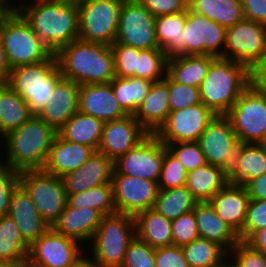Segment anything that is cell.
Listing matches in <instances>:
<instances>
[{
	"label": "cell",
	"mask_w": 266,
	"mask_h": 267,
	"mask_svg": "<svg viewBox=\"0 0 266 267\" xmlns=\"http://www.w3.org/2000/svg\"><path fill=\"white\" fill-rule=\"evenodd\" d=\"M25 2L22 4L20 0L16 10L52 54L79 39L78 6L64 0Z\"/></svg>",
	"instance_id": "cell-1"
},
{
	"label": "cell",
	"mask_w": 266,
	"mask_h": 267,
	"mask_svg": "<svg viewBox=\"0 0 266 267\" xmlns=\"http://www.w3.org/2000/svg\"><path fill=\"white\" fill-rule=\"evenodd\" d=\"M63 78L78 85L110 83L115 75L110 46L74 40L56 54Z\"/></svg>",
	"instance_id": "cell-2"
},
{
	"label": "cell",
	"mask_w": 266,
	"mask_h": 267,
	"mask_svg": "<svg viewBox=\"0 0 266 267\" xmlns=\"http://www.w3.org/2000/svg\"><path fill=\"white\" fill-rule=\"evenodd\" d=\"M56 134L39 116L33 115L2 138L7 157L0 161L18 172L43 169Z\"/></svg>",
	"instance_id": "cell-3"
},
{
	"label": "cell",
	"mask_w": 266,
	"mask_h": 267,
	"mask_svg": "<svg viewBox=\"0 0 266 267\" xmlns=\"http://www.w3.org/2000/svg\"><path fill=\"white\" fill-rule=\"evenodd\" d=\"M254 80L245 65L217 57L199 87L200 100L216 115H226Z\"/></svg>",
	"instance_id": "cell-4"
},
{
	"label": "cell",
	"mask_w": 266,
	"mask_h": 267,
	"mask_svg": "<svg viewBox=\"0 0 266 267\" xmlns=\"http://www.w3.org/2000/svg\"><path fill=\"white\" fill-rule=\"evenodd\" d=\"M62 78L56 55L52 54L43 62L12 68L5 84L26 101L33 115L38 116Z\"/></svg>",
	"instance_id": "cell-5"
},
{
	"label": "cell",
	"mask_w": 266,
	"mask_h": 267,
	"mask_svg": "<svg viewBox=\"0 0 266 267\" xmlns=\"http://www.w3.org/2000/svg\"><path fill=\"white\" fill-rule=\"evenodd\" d=\"M135 236V217L119 212L105 215L90 242L89 259L101 267H121Z\"/></svg>",
	"instance_id": "cell-6"
},
{
	"label": "cell",
	"mask_w": 266,
	"mask_h": 267,
	"mask_svg": "<svg viewBox=\"0 0 266 267\" xmlns=\"http://www.w3.org/2000/svg\"><path fill=\"white\" fill-rule=\"evenodd\" d=\"M226 116L240 143L266 144V84L255 79Z\"/></svg>",
	"instance_id": "cell-7"
},
{
	"label": "cell",
	"mask_w": 266,
	"mask_h": 267,
	"mask_svg": "<svg viewBox=\"0 0 266 267\" xmlns=\"http://www.w3.org/2000/svg\"><path fill=\"white\" fill-rule=\"evenodd\" d=\"M0 41L11 69L43 62L52 55L17 10L0 26Z\"/></svg>",
	"instance_id": "cell-8"
},
{
	"label": "cell",
	"mask_w": 266,
	"mask_h": 267,
	"mask_svg": "<svg viewBox=\"0 0 266 267\" xmlns=\"http://www.w3.org/2000/svg\"><path fill=\"white\" fill-rule=\"evenodd\" d=\"M220 58L241 63L255 75L266 62V25L244 18L227 28Z\"/></svg>",
	"instance_id": "cell-9"
},
{
	"label": "cell",
	"mask_w": 266,
	"mask_h": 267,
	"mask_svg": "<svg viewBox=\"0 0 266 267\" xmlns=\"http://www.w3.org/2000/svg\"><path fill=\"white\" fill-rule=\"evenodd\" d=\"M19 182L30 195L41 218L52 227L67 204L62 178L43 169L25 170L20 172Z\"/></svg>",
	"instance_id": "cell-10"
},
{
	"label": "cell",
	"mask_w": 266,
	"mask_h": 267,
	"mask_svg": "<svg viewBox=\"0 0 266 267\" xmlns=\"http://www.w3.org/2000/svg\"><path fill=\"white\" fill-rule=\"evenodd\" d=\"M124 0H93L78 6L79 39L111 46Z\"/></svg>",
	"instance_id": "cell-11"
},
{
	"label": "cell",
	"mask_w": 266,
	"mask_h": 267,
	"mask_svg": "<svg viewBox=\"0 0 266 267\" xmlns=\"http://www.w3.org/2000/svg\"><path fill=\"white\" fill-rule=\"evenodd\" d=\"M81 244L50 227L30 247L28 267H75L85 255Z\"/></svg>",
	"instance_id": "cell-12"
},
{
	"label": "cell",
	"mask_w": 266,
	"mask_h": 267,
	"mask_svg": "<svg viewBox=\"0 0 266 267\" xmlns=\"http://www.w3.org/2000/svg\"><path fill=\"white\" fill-rule=\"evenodd\" d=\"M115 42L140 50L160 49L155 36V17L138 0H124Z\"/></svg>",
	"instance_id": "cell-13"
},
{
	"label": "cell",
	"mask_w": 266,
	"mask_h": 267,
	"mask_svg": "<svg viewBox=\"0 0 266 267\" xmlns=\"http://www.w3.org/2000/svg\"><path fill=\"white\" fill-rule=\"evenodd\" d=\"M111 184L116 212L133 217L153 208L160 190L157 182L119 174L115 169Z\"/></svg>",
	"instance_id": "cell-14"
},
{
	"label": "cell",
	"mask_w": 266,
	"mask_h": 267,
	"mask_svg": "<svg viewBox=\"0 0 266 267\" xmlns=\"http://www.w3.org/2000/svg\"><path fill=\"white\" fill-rule=\"evenodd\" d=\"M226 32L225 27L188 8L183 34V55L221 57L226 43Z\"/></svg>",
	"instance_id": "cell-15"
},
{
	"label": "cell",
	"mask_w": 266,
	"mask_h": 267,
	"mask_svg": "<svg viewBox=\"0 0 266 267\" xmlns=\"http://www.w3.org/2000/svg\"><path fill=\"white\" fill-rule=\"evenodd\" d=\"M166 149L167 146L154 134H149L137 146L114 161V169L119 174L158 183Z\"/></svg>",
	"instance_id": "cell-16"
},
{
	"label": "cell",
	"mask_w": 266,
	"mask_h": 267,
	"mask_svg": "<svg viewBox=\"0 0 266 267\" xmlns=\"http://www.w3.org/2000/svg\"><path fill=\"white\" fill-rule=\"evenodd\" d=\"M198 143L207 164L222 167L227 172L232 168L240 142L226 115H216L202 132Z\"/></svg>",
	"instance_id": "cell-17"
},
{
	"label": "cell",
	"mask_w": 266,
	"mask_h": 267,
	"mask_svg": "<svg viewBox=\"0 0 266 267\" xmlns=\"http://www.w3.org/2000/svg\"><path fill=\"white\" fill-rule=\"evenodd\" d=\"M216 114L202 102L170 111L166 121L154 134L163 143L198 141Z\"/></svg>",
	"instance_id": "cell-18"
},
{
	"label": "cell",
	"mask_w": 266,
	"mask_h": 267,
	"mask_svg": "<svg viewBox=\"0 0 266 267\" xmlns=\"http://www.w3.org/2000/svg\"><path fill=\"white\" fill-rule=\"evenodd\" d=\"M149 133L139 124L134 115L104 122L98 152L113 162L137 146Z\"/></svg>",
	"instance_id": "cell-19"
},
{
	"label": "cell",
	"mask_w": 266,
	"mask_h": 267,
	"mask_svg": "<svg viewBox=\"0 0 266 267\" xmlns=\"http://www.w3.org/2000/svg\"><path fill=\"white\" fill-rule=\"evenodd\" d=\"M78 105L79 112L103 122L118 120L128 115L115 98L111 83L81 84Z\"/></svg>",
	"instance_id": "cell-20"
},
{
	"label": "cell",
	"mask_w": 266,
	"mask_h": 267,
	"mask_svg": "<svg viewBox=\"0 0 266 267\" xmlns=\"http://www.w3.org/2000/svg\"><path fill=\"white\" fill-rule=\"evenodd\" d=\"M114 162L95 151L79 168L62 177L66 194H77L102 184L111 183Z\"/></svg>",
	"instance_id": "cell-21"
},
{
	"label": "cell",
	"mask_w": 266,
	"mask_h": 267,
	"mask_svg": "<svg viewBox=\"0 0 266 267\" xmlns=\"http://www.w3.org/2000/svg\"><path fill=\"white\" fill-rule=\"evenodd\" d=\"M8 215L16 223L21 237L29 247L50 228L21 184L14 190Z\"/></svg>",
	"instance_id": "cell-22"
},
{
	"label": "cell",
	"mask_w": 266,
	"mask_h": 267,
	"mask_svg": "<svg viewBox=\"0 0 266 267\" xmlns=\"http://www.w3.org/2000/svg\"><path fill=\"white\" fill-rule=\"evenodd\" d=\"M80 85L62 78L52 92L48 103L39 113V117L56 132L79 111Z\"/></svg>",
	"instance_id": "cell-23"
},
{
	"label": "cell",
	"mask_w": 266,
	"mask_h": 267,
	"mask_svg": "<svg viewBox=\"0 0 266 267\" xmlns=\"http://www.w3.org/2000/svg\"><path fill=\"white\" fill-rule=\"evenodd\" d=\"M103 216L100 211L94 208H77L67 203L52 228L65 237L84 244L85 241L89 240L90 242L92 240Z\"/></svg>",
	"instance_id": "cell-24"
},
{
	"label": "cell",
	"mask_w": 266,
	"mask_h": 267,
	"mask_svg": "<svg viewBox=\"0 0 266 267\" xmlns=\"http://www.w3.org/2000/svg\"><path fill=\"white\" fill-rule=\"evenodd\" d=\"M249 201L245 186L231 183L220 189L209 201L217 215L238 234L240 241Z\"/></svg>",
	"instance_id": "cell-25"
},
{
	"label": "cell",
	"mask_w": 266,
	"mask_h": 267,
	"mask_svg": "<svg viewBox=\"0 0 266 267\" xmlns=\"http://www.w3.org/2000/svg\"><path fill=\"white\" fill-rule=\"evenodd\" d=\"M95 152L87 145L67 141L56 134L43 170L62 178L79 168Z\"/></svg>",
	"instance_id": "cell-26"
},
{
	"label": "cell",
	"mask_w": 266,
	"mask_h": 267,
	"mask_svg": "<svg viewBox=\"0 0 266 267\" xmlns=\"http://www.w3.org/2000/svg\"><path fill=\"white\" fill-rule=\"evenodd\" d=\"M169 112L168 74L166 73L163 80L153 83L134 116L149 134H155L166 121Z\"/></svg>",
	"instance_id": "cell-27"
},
{
	"label": "cell",
	"mask_w": 266,
	"mask_h": 267,
	"mask_svg": "<svg viewBox=\"0 0 266 267\" xmlns=\"http://www.w3.org/2000/svg\"><path fill=\"white\" fill-rule=\"evenodd\" d=\"M194 215L200 238L218 243L228 253L240 241L238 234L217 215L209 201L197 202Z\"/></svg>",
	"instance_id": "cell-28"
},
{
	"label": "cell",
	"mask_w": 266,
	"mask_h": 267,
	"mask_svg": "<svg viewBox=\"0 0 266 267\" xmlns=\"http://www.w3.org/2000/svg\"><path fill=\"white\" fill-rule=\"evenodd\" d=\"M266 172V144L240 143L234 164L228 171L231 184L245 186Z\"/></svg>",
	"instance_id": "cell-29"
},
{
	"label": "cell",
	"mask_w": 266,
	"mask_h": 267,
	"mask_svg": "<svg viewBox=\"0 0 266 267\" xmlns=\"http://www.w3.org/2000/svg\"><path fill=\"white\" fill-rule=\"evenodd\" d=\"M214 55H177L167 58V74L176 82L199 88Z\"/></svg>",
	"instance_id": "cell-30"
},
{
	"label": "cell",
	"mask_w": 266,
	"mask_h": 267,
	"mask_svg": "<svg viewBox=\"0 0 266 267\" xmlns=\"http://www.w3.org/2000/svg\"><path fill=\"white\" fill-rule=\"evenodd\" d=\"M228 183V172L224 168L205 164L187 173L185 186L198 202H204L210 201Z\"/></svg>",
	"instance_id": "cell-31"
},
{
	"label": "cell",
	"mask_w": 266,
	"mask_h": 267,
	"mask_svg": "<svg viewBox=\"0 0 266 267\" xmlns=\"http://www.w3.org/2000/svg\"><path fill=\"white\" fill-rule=\"evenodd\" d=\"M136 236L152 248L173 245L171 220L151 208L135 217Z\"/></svg>",
	"instance_id": "cell-32"
},
{
	"label": "cell",
	"mask_w": 266,
	"mask_h": 267,
	"mask_svg": "<svg viewBox=\"0 0 266 267\" xmlns=\"http://www.w3.org/2000/svg\"><path fill=\"white\" fill-rule=\"evenodd\" d=\"M187 11L155 17V36L167 58L183 55V34Z\"/></svg>",
	"instance_id": "cell-33"
},
{
	"label": "cell",
	"mask_w": 266,
	"mask_h": 267,
	"mask_svg": "<svg viewBox=\"0 0 266 267\" xmlns=\"http://www.w3.org/2000/svg\"><path fill=\"white\" fill-rule=\"evenodd\" d=\"M104 122L93 116L76 112L57 132L63 139L98 150Z\"/></svg>",
	"instance_id": "cell-34"
},
{
	"label": "cell",
	"mask_w": 266,
	"mask_h": 267,
	"mask_svg": "<svg viewBox=\"0 0 266 267\" xmlns=\"http://www.w3.org/2000/svg\"><path fill=\"white\" fill-rule=\"evenodd\" d=\"M188 8L226 29L245 18L241 0H188Z\"/></svg>",
	"instance_id": "cell-35"
},
{
	"label": "cell",
	"mask_w": 266,
	"mask_h": 267,
	"mask_svg": "<svg viewBox=\"0 0 266 267\" xmlns=\"http://www.w3.org/2000/svg\"><path fill=\"white\" fill-rule=\"evenodd\" d=\"M33 114L29 106L7 84L0 88V136L3 138L28 121Z\"/></svg>",
	"instance_id": "cell-36"
},
{
	"label": "cell",
	"mask_w": 266,
	"mask_h": 267,
	"mask_svg": "<svg viewBox=\"0 0 266 267\" xmlns=\"http://www.w3.org/2000/svg\"><path fill=\"white\" fill-rule=\"evenodd\" d=\"M29 246L20 235L16 223L9 215L0 216V261L17 267L26 265Z\"/></svg>",
	"instance_id": "cell-37"
},
{
	"label": "cell",
	"mask_w": 266,
	"mask_h": 267,
	"mask_svg": "<svg viewBox=\"0 0 266 267\" xmlns=\"http://www.w3.org/2000/svg\"><path fill=\"white\" fill-rule=\"evenodd\" d=\"M110 83L122 109L128 115H134L154 82L145 78L115 76Z\"/></svg>",
	"instance_id": "cell-38"
},
{
	"label": "cell",
	"mask_w": 266,
	"mask_h": 267,
	"mask_svg": "<svg viewBox=\"0 0 266 267\" xmlns=\"http://www.w3.org/2000/svg\"><path fill=\"white\" fill-rule=\"evenodd\" d=\"M197 202L186 186L160 189L153 209L172 221L193 211Z\"/></svg>",
	"instance_id": "cell-39"
},
{
	"label": "cell",
	"mask_w": 266,
	"mask_h": 267,
	"mask_svg": "<svg viewBox=\"0 0 266 267\" xmlns=\"http://www.w3.org/2000/svg\"><path fill=\"white\" fill-rule=\"evenodd\" d=\"M181 248L189 267H214L228 258L222 246L200 237Z\"/></svg>",
	"instance_id": "cell-40"
},
{
	"label": "cell",
	"mask_w": 266,
	"mask_h": 267,
	"mask_svg": "<svg viewBox=\"0 0 266 267\" xmlns=\"http://www.w3.org/2000/svg\"><path fill=\"white\" fill-rule=\"evenodd\" d=\"M67 203L72 207H89L104 216L116 213L111 183L102 184L77 194H67Z\"/></svg>",
	"instance_id": "cell-41"
},
{
	"label": "cell",
	"mask_w": 266,
	"mask_h": 267,
	"mask_svg": "<svg viewBox=\"0 0 266 267\" xmlns=\"http://www.w3.org/2000/svg\"><path fill=\"white\" fill-rule=\"evenodd\" d=\"M167 72V57L161 49H148L139 52L136 78L153 82L164 79Z\"/></svg>",
	"instance_id": "cell-42"
},
{
	"label": "cell",
	"mask_w": 266,
	"mask_h": 267,
	"mask_svg": "<svg viewBox=\"0 0 266 267\" xmlns=\"http://www.w3.org/2000/svg\"><path fill=\"white\" fill-rule=\"evenodd\" d=\"M187 171L168 149L164 152L162 169L158 181L159 189L177 188L186 185Z\"/></svg>",
	"instance_id": "cell-43"
},
{
	"label": "cell",
	"mask_w": 266,
	"mask_h": 267,
	"mask_svg": "<svg viewBox=\"0 0 266 267\" xmlns=\"http://www.w3.org/2000/svg\"><path fill=\"white\" fill-rule=\"evenodd\" d=\"M167 149L181 162L187 172L207 164L198 141L164 143Z\"/></svg>",
	"instance_id": "cell-44"
},
{
	"label": "cell",
	"mask_w": 266,
	"mask_h": 267,
	"mask_svg": "<svg viewBox=\"0 0 266 267\" xmlns=\"http://www.w3.org/2000/svg\"><path fill=\"white\" fill-rule=\"evenodd\" d=\"M114 56L115 75L122 78L136 77L140 49L114 42L110 46Z\"/></svg>",
	"instance_id": "cell-45"
},
{
	"label": "cell",
	"mask_w": 266,
	"mask_h": 267,
	"mask_svg": "<svg viewBox=\"0 0 266 267\" xmlns=\"http://www.w3.org/2000/svg\"><path fill=\"white\" fill-rule=\"evenodd\" d=\"M170 111L195 106L201 103L199 88L174 81L168 75Z\"/></svg>",
	"instance_id": "cell-46"
},
{
	"label": "cell",
	"mask_w": 266,
	"mask_h": 267,
	"mask_svg": "<svg viewBox=\"0 0 266 267\" xmlns=\"http://www.w3.org/2000/svg\"><path fill=\"white\" fill-rule=\"evenodd\" d=\"M171 232L173 245L178 247H183L199 238L194 209L193 211L182 214L177 219L172 220Z\"/></svg>",
	"instance_id": "cell-47"
},
{
	"label": "cell",
	"mask_w": 266,
	"mask_h": 267,
	"mask_svg": "<svg viewBox=\"0 0 266 267\" xmlns=\"http://www.w3.org/2000/svg\"><path fill=\"white\" fill-rule=\"evenodd\" d=\"M121 267H155V248L135 236L128 245Z\"/></svg>",
	"instance_id": "cell-48"
},
{
	"label": "cell",
	"mask_w": 266,
	"mask_h": 267,
	"mask_svg": "<svg viewBox=\"0 0 266 267\" xmlns=\"http://www.w3.org/2000/svg\"><path fill=\"white\" fill-rule=\"evenodd\" d=\"M266 227V200L250 199L241 241L246 242L256 231Z\"/></svg>",
	"instance_id": "cell-49"
},
{
	"label": "cell",
	"mask_w": 266,
	"mask_h": 267,
	"mask_svg": "<svg viewBox=\"0 0 266 267\" xmlns=\"http://www.w3.org/2000/svg\"><path fill=\"white\" fill-rule=\"evenodd\" d=\"M20 172L11 169L0 161V216L8 215L12 195L20 184Z\"/></svg>",
	"instance_id": "cell-50"
},
{
	"label": "cell",
	"mask_w": 266,
	"mask_h": 267,
	"mask_svg": "<svg viewBox=\"0 0 266 267\" xmlns=\"http://www.w3.org/2000/svg\"><path fill=\"white\" fill-rule=\"evenodd\" d=\"M228 257L236 267H266V254L253 249L244 241H239Z\"/></svg>",
	"instance_id": "cell-51"
},
{
	"label": "cell",
	"mask_w": 266,
	"mask_h": 267,
	"mask_svg": "<svg viewBox=\"0 0 266 267\" xmlns=\"http://www.w3.org/2000/svg\"><path fill=\"white\" fill-rule=\"evenodd\" d=\"M155 267H189L183 250L176 245L155 249Z\"/></svg>",
	"instance_id": "cell-52"
},
{
	"label": "cell",
	"mask_w": 266,
	"mask_h": 267,
	"mask_svg": "<svg viewBox=\"0 0 266 267\" xmlns=\"http://www.w3.org/2000/svg\"><path fill=\"white\" fill-rule=\"evenodd\" d=\"M154 17L177 14L188 10V0H138Z\"/></svg>",
	"instance_id": "cell-53"
},
{
	"label": "cell",
	"mask_w": 266,
	"mask_h": 267,
	"mask_svg": "<svg viewBox=\"0 0 266 267\" xmlns=\"http://www.w3.org/2000/svg\"><path fill=\"white\" fill-rule=\"evenodd\" d=\"M244 17L266 25V0H241Z\"/></svg>",
	"instance_id": "cell-54"
},
{
	"label": "cell",
	"mask_w": 266,
	"mask_h": 267,
	"mask_svg": "<svg viewBox=\"0 0 266 267\" xmlns=\"http://www.w3.org/2000/svg\"><path fill=\"white\" fill-rule=\"evenodd\" d=\"M245 188L252 200H266V172L260 177L249 181Z\"/></svg>",
	"instance_id": "cell-55"
},
{
	"label": "cell",
	"mask_w": 266,
	"mask_h": 267,
	"mask_svg": "<svg viewBox=\"0 0 266 267\" xmlns=\"http://www.w3.org/2000/svg\"><path fill=\"white\" fill-rule=\"evenodd\" d=\"M246 243L253 249L266 254V227L256 231Z\"/></svg>",
	"instance_id": "cell-56"
},
{
	"label": "cell",
	"mask_w": 266,
	"mask_h": 267,
	"mask_svg": "<svg viewBox=\"0 0 266 267\" xmlns=\"http://www.w3.org/2000/svg\"><path fill=\"white\" fill-rule=\"evenodd\" d=\"M11 68L8 64L6 53L0 41V79L6 83Z\"/></svg>",
	"instance_id": "cell-57"
},
{
	"label": "cell",
	"mask_w": 266,
	"mask_h": 267,
	"mask_svg": "<svg viewBox=\"0 0 266 267\" xmlns=\"http://www.w3.org/2000/svg\"><path fill=\"white\" fill-rule=\"evenodd\" d=\"M13 11L4 0H0V26Z\"/></svg>",
	"instance_id": "cell-58"
},
{
	"label": "cell",
	"mask_w": 266,
	"mask_h": 267,
	"mask_svg": "<svg viewBox=\"0 0 266 267\" xmlns=\"http://www.w3.org/2000/svg\"><path fill=\"white\" fill-rule=\"evenodd\" d=\"M75 267H101L100 265L94 263L89 259L88 256H84V258L75 266Z\"/></svg>",
	"instance_id": "cell-59"
},
{
	"label": "cell",
	"mask_w": 266,
	"mask_h": 267,
	"mask_svg": "<svg viewBox=\"0 0 266 267\" xmlns=\"http://www.w3.org/2000/svg\"><path fill=\"white\" fill-rule=\"evenodd\" d=\"M255 79L266 84V62L264 66L255 74Z\"/></svg>",
	"instance_id": "cell-60"
},
{
	"label": "cell",
	"mask_w": 266,
	"mask_h": 267,
	"mask_svg": "<svg viewBox=\"0 0 266 267\" xmlns=\"http://www.w3.org/2000/svg\"><path fill=\"white\" fill-rule=\"evenodd\" d=\"M65 2H68L71 5L80 6L84 3L93 1V0H64Z\"/></svg>",
	"instance_id": "cell-61"
},
{
	"label": "cell",
	"mask_w": 266,
	"mask_h": 267,
	"mask_svg": "<svg viewBox=\"0 0 266 267\" xmlns=\"http://www.w3.org/2000/svg\"><path fill=\"white\" fill-rule=\"evenodd\" d=\"M214 267H236L235 264L230 261V258H226L221 264L214 266Z\"/></svg>",
	"instance_id": "cell-62"
},
{
	"label": "cell",
	"mask_w": 266,
	"mask_h": 267,
	"mask_svg": "<svg viewBox=\"0 0 266 267\" xmlns=\"http://www.w3.org/2000/svg\"><path fill=\"white\" fill-rule=\"evenodd\" d=\"M0 267H17V266L10 262L0 261Z\"/></svg>",
	"instance_id": "cell-63"
},
{
	"label": "cell",
	"mask_w": 266,
	"mask_h": 267,
	"mask_svg": "<svg viewBox=\"0 0 266 267\" xmlns=\"http://www.w3.org/2000/svg\"><path fill=\"white\" fill-rule=\"evenodd\" d=\"M13 10H16L17 9V6L14 4L12 5L13 3L12 0H4Z\"/></svg>",
	"instance_id": "cell-64"
},
{
	"label": "cell",
	"mask_w": 266,
	"mask_h": 267,
	"mask_svg": "<svg viewBox=\"0 0 266 267\" xmlns=\"http://www.w3.org/2000/svg\"><path fill=\"white\" fill-rule=\"evenodd\" d=\"M5 83L0 79V88L4 85Z\"/></svg>",
	"instance_id": "cell-65"
}]
</instances>
